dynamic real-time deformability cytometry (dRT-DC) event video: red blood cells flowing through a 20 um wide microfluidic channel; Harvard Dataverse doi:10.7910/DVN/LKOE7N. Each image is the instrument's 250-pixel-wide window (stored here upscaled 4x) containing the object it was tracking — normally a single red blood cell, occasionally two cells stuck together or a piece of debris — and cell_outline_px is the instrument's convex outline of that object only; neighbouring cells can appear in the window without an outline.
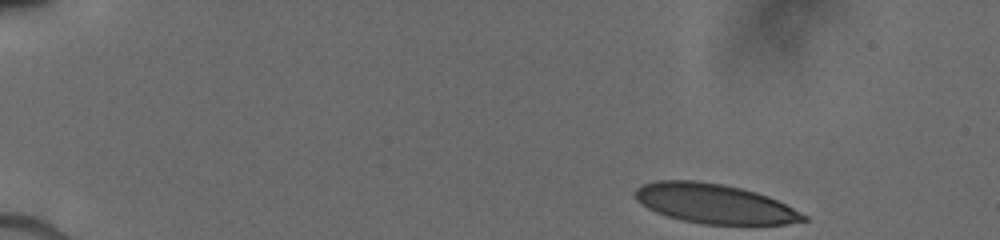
{"species": "human", "species_latin": "Homo sapiens", "temperature_condition": "cold", "stored_images_in_passage": 45, "camera_frame_rate_fps": 3000, "um_per_image_px": 0.085, "donor": {"sex": "male"}, "frame": {"image": 1, "passage_image": 1, "time_ms": 0.0, "image_size_px": [1000, 240], "cell_outline_px": [[808, 220], [788, 224], [704, 224], [684, 220], [668, 216], [656, 212], [648, 208], [636, 200], [636, 188], [644, 184], [656, 180], [692, 180], [724, 184], [756, 192], [768, 196], [808, 216]], "centroid_in_image_um": [60.73, 17.3], "position_along_channel_um": 24.3, "area_um2": 38.44}}
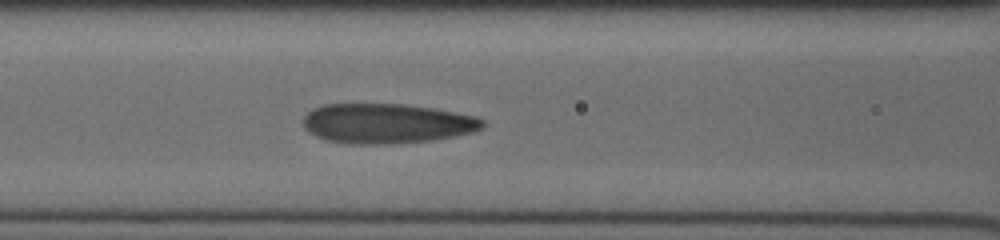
{"frame": {"image": 2, "passage_image": 26, "time_ms": 5.667, "image_size_px": [1000, 240], "cell_outline_px": [[484, 128], [472, 132], [456, 136], [432, 140], [388, 144], [348, 144], [328, 140], [316, 136], [308, 132], [304, 128], [304, 116], [312, 108], [324, 104], [404, 104], [432, 108], [476, 116], [484, 120]], "centroid_in_image_um": [32.87, 10.5], "position_along_channel_um": 133.7, "area_um2": 41.79}}
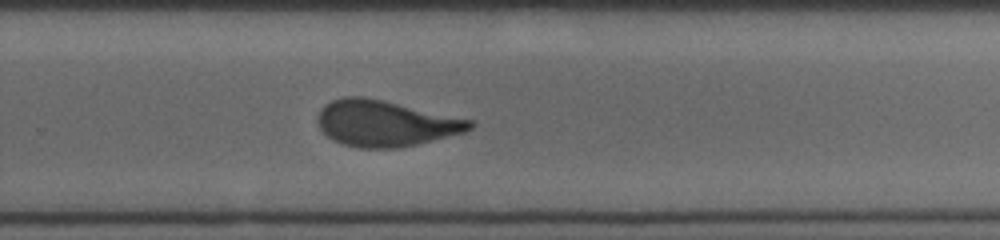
{"frame": {"image": 3, "passage_image": 44, "time_ms": 9.667, "image_size_px": [1000, 240], "cell_outline_px": [[476, 124], [472, 128], [464, 132], [400, 148], [360, 148], [340, 144], [332, 140], [320, 128], [316, 120], [316, 116], [320, 108], [324, 104], [332, 100], [344, 96], [364, 96], [476, 120]], "centroid_in_image_um": [32.74, 10.47], "position_along_channel_um": 297.1, "area_um2": 41.21}}